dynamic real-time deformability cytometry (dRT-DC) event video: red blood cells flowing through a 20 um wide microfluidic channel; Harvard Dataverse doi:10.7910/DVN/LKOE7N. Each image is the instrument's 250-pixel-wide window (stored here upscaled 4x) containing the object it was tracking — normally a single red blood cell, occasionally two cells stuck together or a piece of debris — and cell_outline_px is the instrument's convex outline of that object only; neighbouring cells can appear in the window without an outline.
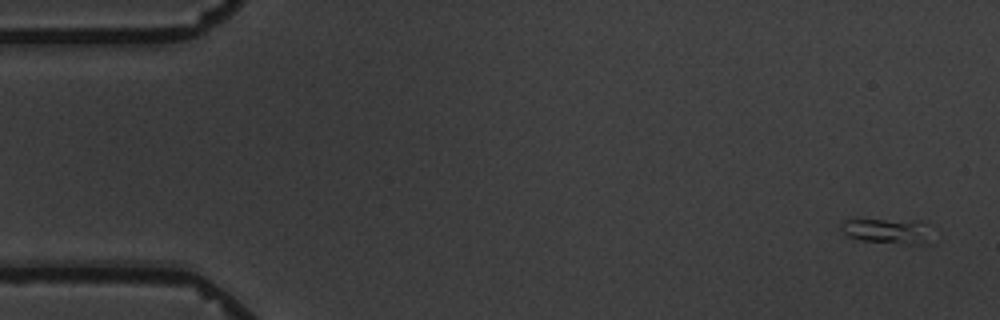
{"species": "common noctule bat (a hibernating species)", "species_latin": "Nyctalus noctula", "temperature_condition": "warm", "stored_images_in_passage": 5, "camera_frame_rate_fps": 3000, "um_per_image_px": 0.085, "animal": {"sex": "male", "body_mass_g": 19.5, "forearm_length_mm": 54.6}, "frame": {"image": 1, "passage_image": 1, "time_ms": 0.0, "image_size_px": [1000, 320], "cell_outline_px": [[928, 224], [920, 244], [908, 244], [860, 240], [848, 236], [840, 228], [840, 220], [924, 220]], "centroid_in_image_um": [75.3, 19.6], "position_along_channel_um": 9.7, "area_um2": 12.72}}
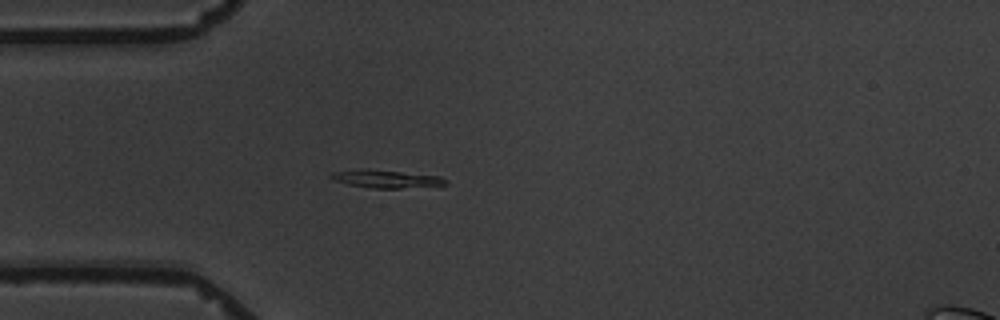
{"frame": {"image": 2, "passage_image": 5, "time_ms": 4.667, "image_size_px": [1000, 320], "cell_outline_px": [[448, 184], [440, 188], [372, 188], [348, 184], [336, 180], [328, 176], [332, 172], [360, 168], [368, 168], [440, 176], [448, 180]], "centroid_in_image_um": [32.98, 15.21], "position_along_channel_um": 52.0, "area_um2": 12.54}}